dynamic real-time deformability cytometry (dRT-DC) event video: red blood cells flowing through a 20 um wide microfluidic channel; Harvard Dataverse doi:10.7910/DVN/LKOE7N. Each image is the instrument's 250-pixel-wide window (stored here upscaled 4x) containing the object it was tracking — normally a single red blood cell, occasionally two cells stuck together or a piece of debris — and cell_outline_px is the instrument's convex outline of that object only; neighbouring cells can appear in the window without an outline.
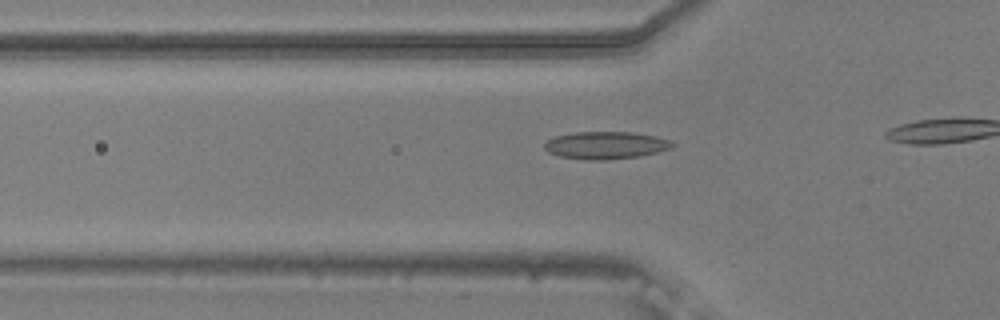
{"species": "common noctule bat (a hibernating species)", "species_latin": "Nyctalus noctula", "temperature_condition": "warm", "stored_images_in_passage": 8, "camera_frame_rate_fps": 3000, "um_per_image_px": 0.085, "animal": {"sex": "male", "body_mass_g": 20.5, "forearm_length_mm": 52.5}, "frame": {"image": 1, "passage_image": 5, "time_ms": 1.333, "image_size_px": [1000, 320], "cell_outline_px": [[676, 144], [672, 148], [640, 156], [604, 160], [584, 160], [560, 156], [548, 152], [544, 148], [544, 144], [548, 140], [556, 136], [576, 132], [632, 132], [656, 136], [672, 140]], "centroid_in_image_um": [51.52, 12.35], "position_along_channel_um": 74.3, "area_um2": 20.52}}